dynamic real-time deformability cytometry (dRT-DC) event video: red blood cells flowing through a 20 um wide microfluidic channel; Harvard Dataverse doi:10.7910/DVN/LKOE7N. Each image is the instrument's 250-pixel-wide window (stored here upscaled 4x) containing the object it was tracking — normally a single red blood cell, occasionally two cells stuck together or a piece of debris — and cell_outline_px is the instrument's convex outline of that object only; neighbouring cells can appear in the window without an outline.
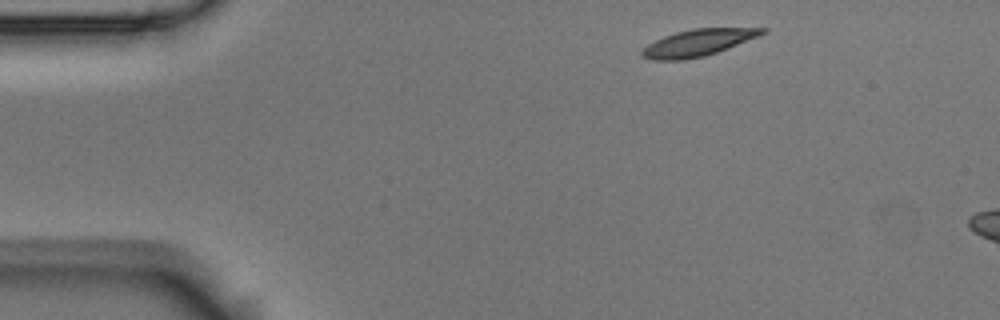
{"species": "Egyptian fruit bat (a non-hibernating species)", "species_latin": "Rousettus aegyptiacus", "temperature_condition": "room temperature", "stored_images_in_passage": 3, "camera_frame_rate_fps": 3000, "um_per_image_px": 0.085, "animal": {"sex": "male"}, "frame": {"image": 1, "passage_image": 1, "time_ms": 0.0, "image_size_px": [1000, 320], "cell_outline_px": [[768, 32], [760, 36], [716, 52], [704, 56], [684, 60], [652, 60], [640, 56], [640, 52], [648, 44], [664, 36], [676, 32], [692, 28], [768, 28]], "centroid_in_image_um": [59.33, 3.63], "position_along_channel_um": 25.7, "area_um2": 18.73}}